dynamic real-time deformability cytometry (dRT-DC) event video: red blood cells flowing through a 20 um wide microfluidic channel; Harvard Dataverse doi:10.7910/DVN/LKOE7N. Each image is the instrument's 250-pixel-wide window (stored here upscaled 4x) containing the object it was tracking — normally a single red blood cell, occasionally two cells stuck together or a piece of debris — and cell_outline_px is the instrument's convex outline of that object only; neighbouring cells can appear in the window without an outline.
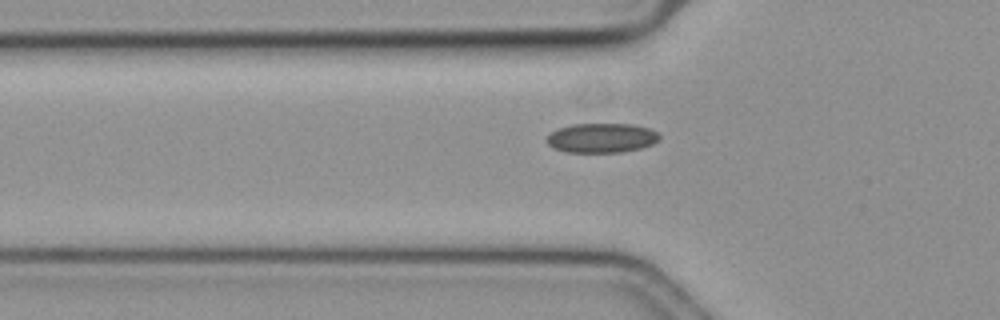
{"species": "common noctule bat (a hibernating species)", "species_latin": "Nyctalus noctula", "temperature_condition": "cold", "stored_images_in_passage": 35, "camera_frame_rate_fps": 3000, "um_per_image_px": 0.085, "animal": {"sex": "female", "body_mass_g": 19.3, "forearm_length_mm": 54.1}, "frame": {"image": 1, "passage_image": 9, "time_ms": 2.667, "image_size_px": [1000, 320], "cell_outline_px": [[660, 140], [652, 144], [640, 148], [624, 152], [564, 152], [548, 144], [544, 140], [556, 128], [572, 124], [632, 124], [648, 128], [656, 132], [660, 136]], "centroid_in_image_um": [51.12, 11.72], "position_along_channel_um": 74.7, "area_um2": 19.42}}
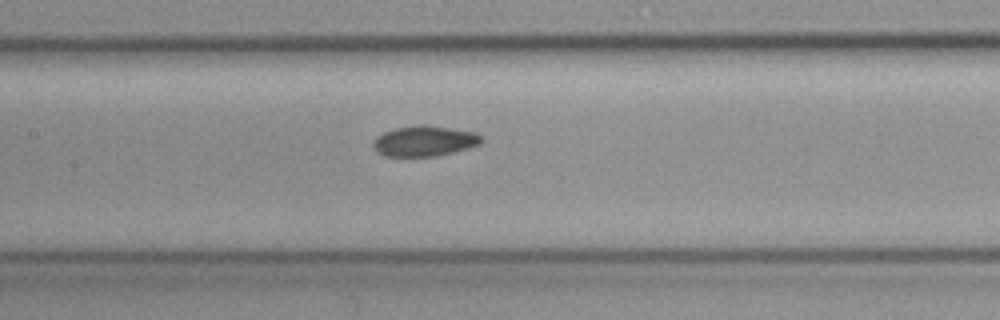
{"frame": {"image": 2, "passage_image": 17, "time_ms": 5.333, "image_size_px": [1000, 320], "cell_outline_px": [[484, 140], [480, 144], [468, 148], [436, 156], [384, 156], [376, 152], [372, 144], [376, 136], [384, 132], [396, 128], [416, 124], [428, 124], [476, 132], [484, 136]], "centroid_in_image_um": [36.1, 11.97], "position_along_channel_um": 171.3, "area_um2": 19.54}}
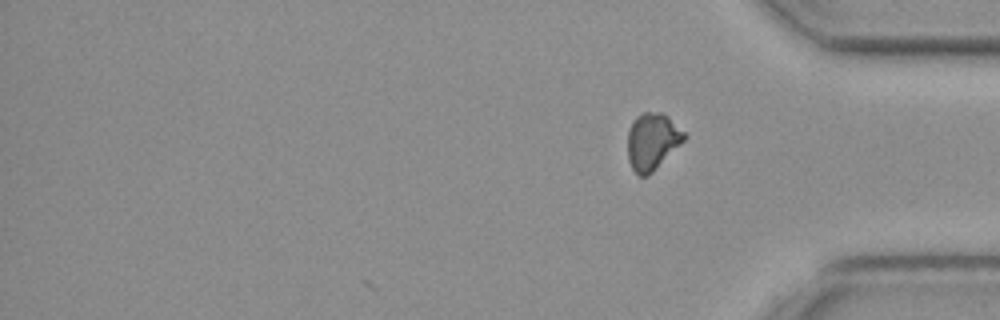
{"frame": {"image": 3, "passage_image": 35, "time_ms": 11.333, "image_size_px": [1000, 320], "cell_outline_px": [[688, 136], [648, 176], [640, 176], [632, 168], [628, 160], [628, 132], [632, 120], [640, 112], [660, 112], [668, 116]], "centroid_in_image_um": [55.43, 11.99], "position_along_channel_um": 379.8, "area_um2": 18.61}, "authors_computed_cell_mechanics": {"area_um2": 19.1318, "velocity_mm_per_s": 3.601, "shape_relaxation_time_tau1_ms": null, "shape_relaxation_time_tau2_ms": 4.7779, "deformation_change_tau1": null, "deformation_change_tau2": 0.0879}}